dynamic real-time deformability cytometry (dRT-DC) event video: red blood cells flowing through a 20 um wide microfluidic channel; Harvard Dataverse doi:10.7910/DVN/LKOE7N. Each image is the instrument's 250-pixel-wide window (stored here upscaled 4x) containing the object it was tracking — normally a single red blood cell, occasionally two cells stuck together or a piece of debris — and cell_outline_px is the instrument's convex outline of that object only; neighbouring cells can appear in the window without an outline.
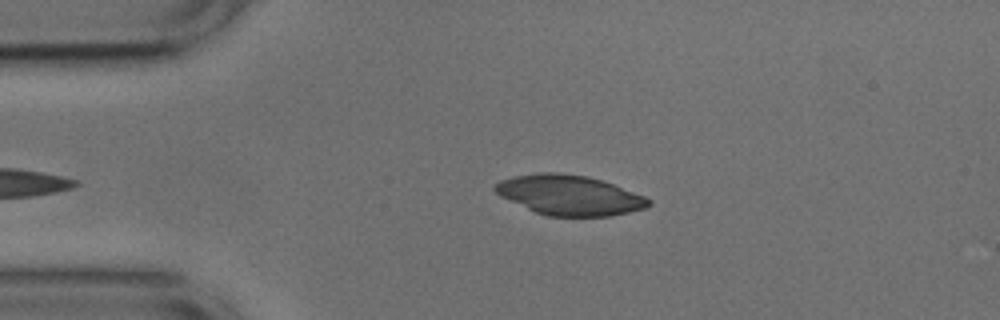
{"species": "common noctule bat (a hibernating species)", "species_latin": "Nyctalus noctula", "temperature_condition": "cold", "stored_images_in_passage": 40, "camera_frame_rate_fps": 3000, "um_per_image_px": 0.085, "animal": {"sex": "male", "body_mass_g": 17.9, "forearm_length_mm": 54.2}, "frame": {"image": 1, "passage_image": 3, "time_ms": 0.667, "image_size_px": [1000, 320], "cell_outline_px": [[652, 204], [644, 208], [628, 212], [608, 216], [548, 216], [536, 212], [500, 196], [492, 188], [500, 180], [512, 176], [540, 172], [556, 172], [588, 176], [612, 184], [644, 196], [652, 200]], "centroid_in_image_um": [48.38, 16.58], "position_along_channel_um": 36.6, "area_um2": 35.49}}